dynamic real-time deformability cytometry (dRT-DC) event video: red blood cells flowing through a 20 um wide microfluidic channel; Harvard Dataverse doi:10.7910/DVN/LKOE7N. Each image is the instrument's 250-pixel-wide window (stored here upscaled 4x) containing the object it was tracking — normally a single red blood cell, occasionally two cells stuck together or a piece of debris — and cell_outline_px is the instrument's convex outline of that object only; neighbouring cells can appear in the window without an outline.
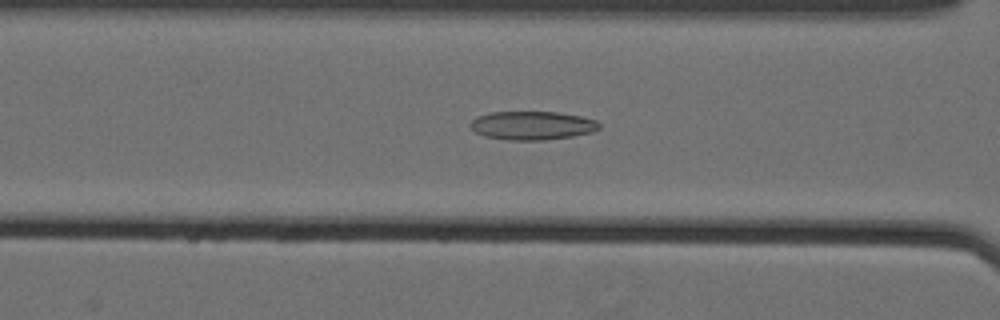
{"species": "Egyptian fruit bat (a non-hibernating species)", "species_latin": "Rousettus aegyptiacus", "temperature_condition": "cold", "stored_images_in_passage": 38, "camera_frame_rate_fps": 3000, "um_per_image_px": 0.085, "animal": {"sex": "female"}, "frame": {"image": 1, "passage_image": 6, "time_ms": 1.667, "image_size_px": [1000, 320], "cell_outline_px": [[600, 128], [592, 132], [572, 136], [544, 140], [508, 140], [484, 136], [476, 132], [468, 124], [476, 116], [492, 112], [560, 112], [580, 116], [596, 120], [600, 124]], "centroid_in_image_um": [45.23, 10.66], "position_along_channel_um": 121.4, "area_um2": 21.5}}
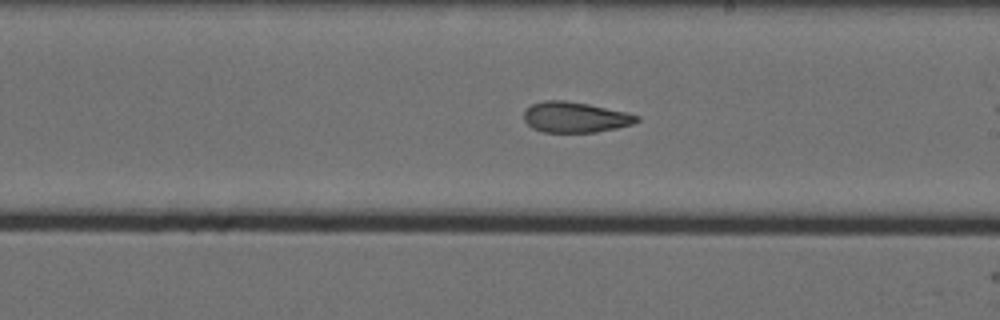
{"frame": {"image": 2, "passage_image": 16, "time_ms": 5.0, "image_size_px": [1000, 320], "cell_outline_px": [[640, 120], [632, 124], [616, 128], [596, 132], [544, 132], [532, 128], [524, 120], [524, 112], [532, 104], [544, 100], [564, 100], [588, 104], [624, 112], [640, 116]], "centroid_in_image_um": [48.88, 9.96], "position_along_channel_um": 240.1, "area_um2": 19.94}}
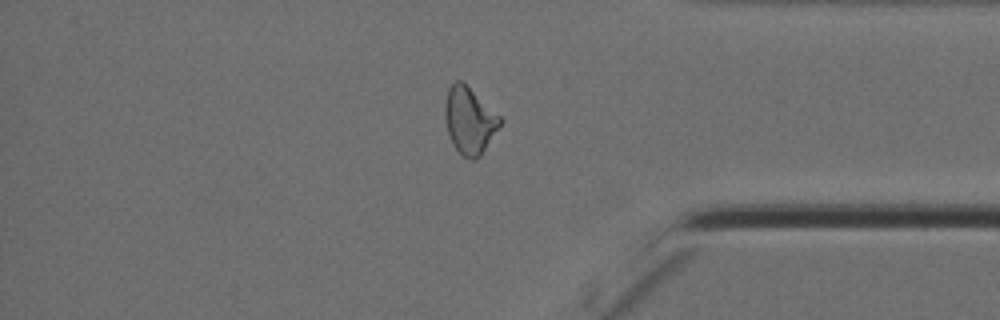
{"frame": {"image": 3, "passage_image": 30, "time_ms": 9.667, "image_size_px": [1000, 320], "cell_outline_px": [[504, 120], [480, 156], [476, 160], [468, 160], [452, 144], [448, 132], [444, 116], [444, 104], [448, 88], [456, 80], [460, 80], [500, 116]], "centroid_in_image_um": [39.89, 10.26], "position_along_channel_um": 395.3, "area_um2": 21.21}, "authors_computed_cell_mechanics": {"area_um2": 20.7502, "velocity_mm_per_s": 3.5556, "shape_relaxation_time_tau1_ms": null, "shape_relaxation_time_tau2_ms": 3.3246, "deformation_change_tau1": null, "deformation_change_tau2": 0.1123}}